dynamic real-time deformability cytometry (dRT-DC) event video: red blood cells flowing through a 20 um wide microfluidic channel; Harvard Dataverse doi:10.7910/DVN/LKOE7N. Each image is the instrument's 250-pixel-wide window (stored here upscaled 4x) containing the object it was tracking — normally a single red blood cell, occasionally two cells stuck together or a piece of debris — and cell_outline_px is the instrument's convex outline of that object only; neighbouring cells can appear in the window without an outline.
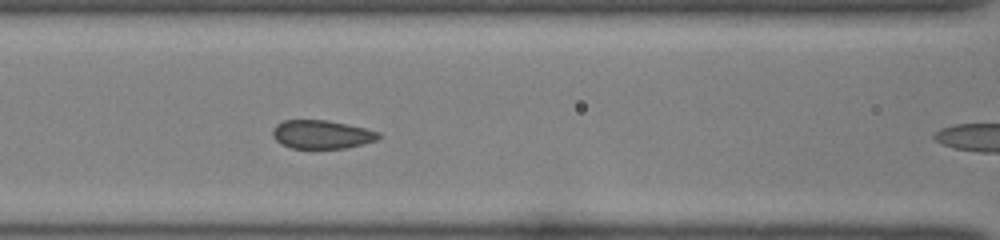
{"species": "common noctule bat (a hibernating species)", "species_latin": "Nyctalus noctula", "temperature_condition": "room temperature", "stored_images_in_passage": 11, "camera_frame_rate_fps": 3000, "um_per_image_px": 0.085, "animal": {"sex": "female", "body_mass_g": 22.0, "forearm_length_mm": 56.7}, "frame": {"image": 1, "passage_image": 10, "time_ms": 3.0, "image_size_px": [1000, 240], "cell_outline_px": [[384, 136], [376, 140], [344, 148], [292, 148], [280, 144], [272, 136], [272, 132], [276, 124], [284, 120], [328, 120], [364, 128], [380, 132]], "centroid_in_image_um": [27.33, 11.42], "position_along_channel_um": 139.3, "area_um2": 17.57}}